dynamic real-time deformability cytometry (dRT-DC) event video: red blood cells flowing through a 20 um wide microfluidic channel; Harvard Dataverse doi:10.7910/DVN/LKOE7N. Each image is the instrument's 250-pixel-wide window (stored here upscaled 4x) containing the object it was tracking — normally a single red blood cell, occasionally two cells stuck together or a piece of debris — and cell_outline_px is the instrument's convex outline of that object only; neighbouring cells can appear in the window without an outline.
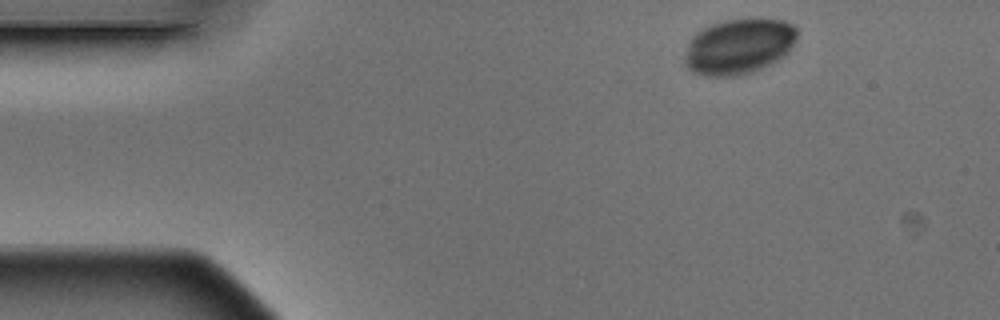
{"species": "Egyptian fruit bat (a non-hibernating species)", "species_latin": "Rousettus aegyptiacus", "temperature_condition": "warm", "stored_images_in_passage": 4, "camera_frame_rate_fps": 3000, "um_per_image_px": 0.085, "animal": {"sex": "male"}, "frame": {"image": 1, "passage_image": 1, "time_ms": 0.0, "image_size_px": [1000, 320], "cell_outline_px": [[796, 40], [792, 48], [784, 56], [772, 64], [752, 72], [736, 76], [704, 76], [692, 72], [688, 68], [684, 60], [684, 56], [688, 44], [692, 36], [696, 32], [712, 24], [728, 20], [756, 16], [784, 20], [792, 24], [796, 28]], "centroid_in_image_um": [62.83, 3.92], "position_along_channel_um": 22.2, "area_um2": 37.05}}